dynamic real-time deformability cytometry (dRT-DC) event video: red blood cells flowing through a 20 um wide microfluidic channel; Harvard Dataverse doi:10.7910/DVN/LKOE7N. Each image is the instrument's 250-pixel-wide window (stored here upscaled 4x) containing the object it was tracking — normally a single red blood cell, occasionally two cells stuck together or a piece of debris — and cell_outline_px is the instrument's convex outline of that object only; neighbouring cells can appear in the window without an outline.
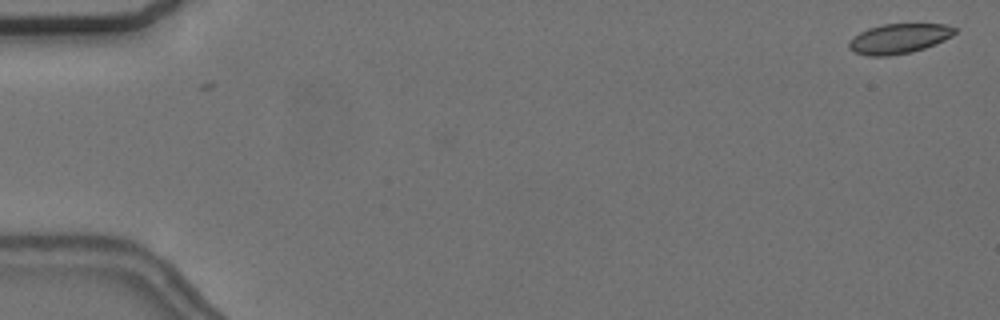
{"species": "common noctule bat (a hibernating species)", "species_latin": "Nyctalus noctula", "temperature_condition": "cold", "stored_images_in_passage": 56, "camera_frame_rate_fps": 3000, "um_per_image_px": 0.085, "animal": {"sex": "female", "body_mass_g": 24.6, "forearm_length_mm": 56.2}, "frame": {"image": 1, "passage_image": 1, "time_ms": 0.0, "image_size_px": [1000, 320], "cell_outline_px": [[956, 32], [952, 36], [944, 40], [924, 48], [912, 52], [888, 56], [868, 56], [852, 52], [848, 48], [848, 44], [852, 36], [868, 28], [880, 24], [944, 24], [956, 28]], "centroid_in_image_um": [76.36, 3.28], "position_along_channel_um": 8.6, "area_um2": 18.55}}
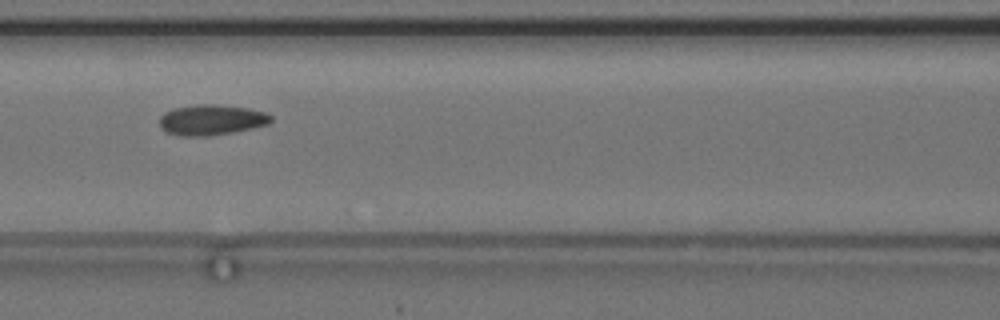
{"frame": {"image": 2, "passage_image": 25, "time_ms": 8.0, "image_size_px": [1000, 320], "cell_outline_px": [[272, 120], [268, 124], [252, 128], [232, 132], [208, 136], [180, 136], [168, 132], [160, 128], [160, 116], [164, 112], [172, 108], [196, 104], [216, 104], [248, 108], [264, 112], [272, 116]], "centroid_in_image_um": [17.94, 10.18], "position_along_channel_um": 148.7, "area_um2": 19.88}}
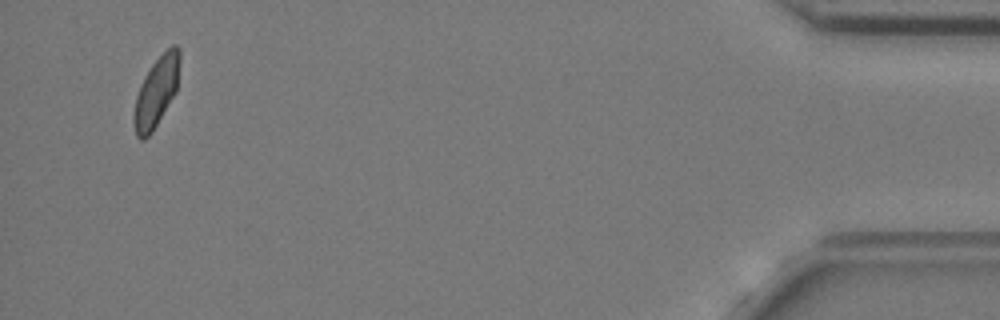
{"frame": {"image": 3, "passage_image": 54, "time_ms": 17.667, "image_size_px": [1000, 320], "cell_outline_px": [[180, 60], [176, 92], [152, 132], [144, 140], [140, 140], [136, 136], [132, 120], [132, 116], [136, 96], [140, 84], [152, 64], [172, 44], [176, 44], [180, 48]], "centroid_in_image_um": [13.27, 7.82], "position_along_channel_um": 421.9, "area_um2": 18.73}, "authors_computed_cell_mechanics": {"area_um2": 19.0451, "velocity_mm_per_s": 3.6559, "shape_relaxation_time_tau1_ms": 2.3961, "shape_relaxation_time_tau2_ms": 2.4581, "deformation_change_tau1": 0.0576, "deformation_change_tau2": 0.072}}